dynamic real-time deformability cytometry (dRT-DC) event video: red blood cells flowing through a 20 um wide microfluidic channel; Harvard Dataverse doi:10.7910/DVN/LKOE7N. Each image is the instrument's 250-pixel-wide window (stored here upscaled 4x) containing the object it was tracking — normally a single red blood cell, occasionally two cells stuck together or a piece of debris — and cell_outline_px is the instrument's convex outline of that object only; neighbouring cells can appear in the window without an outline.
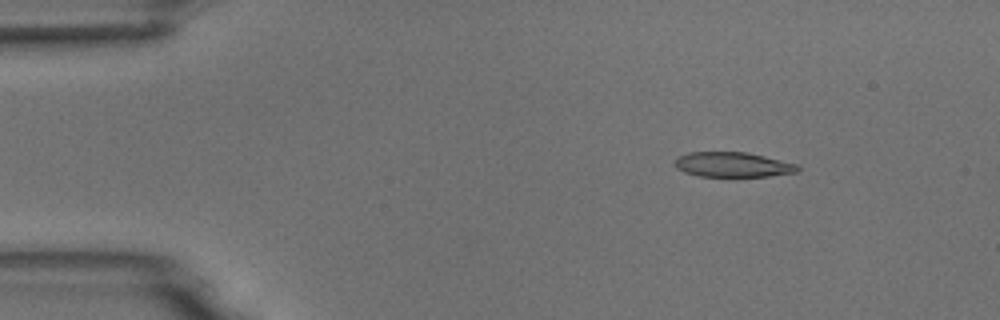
{"species": "common noctule bat (a hibernating species)", "species_latin": "Nyctalus noctula", "temperature_condition": "room temperature", "stored_images_in_passage": 5, "camera_frame_rate_fps": 3000, "um_per_image_px": 0.085, "animal": {"sex": "male", "body_mass_g": 18.8}, "frame": {"image": 1, "passage_image": 3, "time_ms": 2.333, "image_size_px": [1000, 320], "cell_outline_px": [[800, 168], [796, 172], [768, 176], [696, 176], [684, 172], [676, 168], [676, 156], [688, 152], [748, 152], [796, 164]], "centroid_in_image_um": [62.24, 13.99], "position_along_channel_um": 22.8, "area_um2": 17.74}}